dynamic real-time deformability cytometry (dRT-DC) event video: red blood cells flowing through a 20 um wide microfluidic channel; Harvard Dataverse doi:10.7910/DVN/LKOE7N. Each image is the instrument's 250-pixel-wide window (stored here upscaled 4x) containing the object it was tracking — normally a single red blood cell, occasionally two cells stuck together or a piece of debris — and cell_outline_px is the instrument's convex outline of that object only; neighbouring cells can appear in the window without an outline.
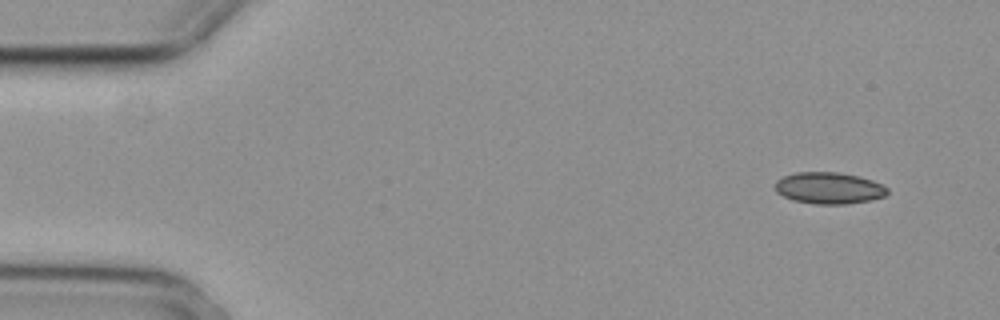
{"species": "common noctule bat (a hibernating species)", "species_latin": "Nyctalus noctula", "temperature_condition": "cold", "stored_images_in_passage": 2, "camera_frame_rate_fps": 3000, "um_per_image_px": 0.085, "animal": {"sex": "female", "body_mass_g": 29.2, "forearm_length_mm": 56.3}, "frame": {"image": 1, "passage_image": 2, "time_ms": 0.333, "image_size_px": [1000, 320], "cell_outline_px": [[888, 192], [884, 196], [868, 200], [844, 204], [816, 204], [792, 200], [776, 192], [776, 180], [784, 176], [796, 172], [840, 172], [860, 176], [872, 180], [888, 188]], "centroid_in_image_um": [70.45, 15.97], "position_along_channel_um": 14.6, "area_um2": 20.58}}